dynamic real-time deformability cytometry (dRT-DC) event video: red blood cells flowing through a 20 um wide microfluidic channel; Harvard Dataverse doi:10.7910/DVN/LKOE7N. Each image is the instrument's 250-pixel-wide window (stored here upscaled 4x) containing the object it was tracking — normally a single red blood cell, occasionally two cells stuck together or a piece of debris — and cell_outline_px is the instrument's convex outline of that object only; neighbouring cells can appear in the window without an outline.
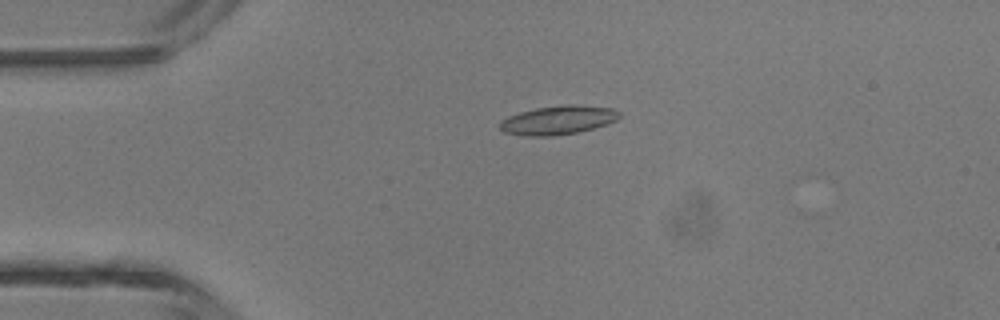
{"species": "common noctule bat (a hibernating species)", "species_latin": "Nyctalus noctula", "temperature_condition": "room temperature", "stored_images_in_passage": 4, "camera_frame_rate_fps": 3000, "um_per_image_px": 0.085, "animal": {"sex": "male", "body_mass_g": 13.3}, "frame": {"image": 1, "passage_image": 3, "time_ms": 2.333, "image_size_px": [1000, 320], "cell_outline_px": [[620, 116], [616, 120], [580, 132], [552, 136], [524, 136], [504, 132], [500, 128], [500, 120], [508, 116], [520, 112], [536, 108], [568, 104], [612, 108], [620, 112]], "centroid_in_image_um": [47.4, 10.21], "position_along_channel_um": 37.6, "area_um2": 19.94}}